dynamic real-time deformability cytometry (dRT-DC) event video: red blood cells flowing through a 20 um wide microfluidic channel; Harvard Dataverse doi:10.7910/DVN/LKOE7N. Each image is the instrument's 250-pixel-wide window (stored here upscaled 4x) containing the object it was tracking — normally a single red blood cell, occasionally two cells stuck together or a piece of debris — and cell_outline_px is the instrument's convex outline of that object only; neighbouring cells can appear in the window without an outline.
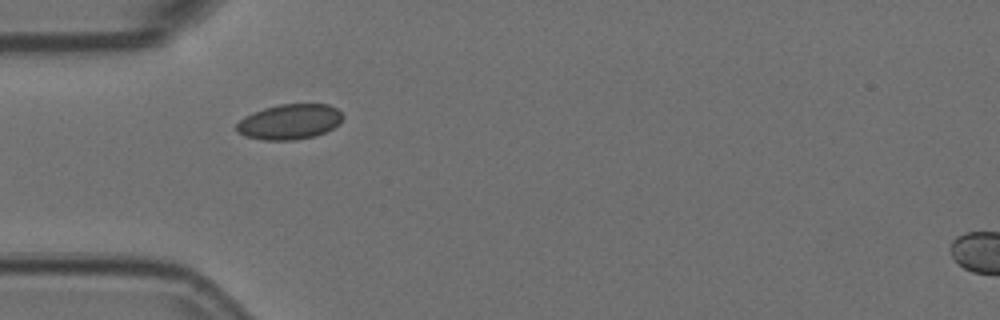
{"species": "Egyptian fruit bat (a non-hibernating species)", "species_latin": "Rousettus aegyptiacus", "temperature_condition": "room temperature", "stored_images_in_passage": 3, "camera_frame_rate_fps": 3000, "um_per_image_px": 0.085, "animal": {"sex": "female"}, "frame": {"image": 1, "passage_image": 2, "time_ms": 0.333, "image_size_px": [1000, 320], "cell_outline_px": [[344, 116], [340, 124], [316, 136], [296, 140], [264, 140], [244, 136], [236, 132], [236, 124], [244, 116], [252, 112], [264, 108], [280, 104], [328, 104], [336, 108]], "centroid_in_image_um": [24.6, 10.35], "position_along_channel_um": 60.4, "area_um2": 22.02}}
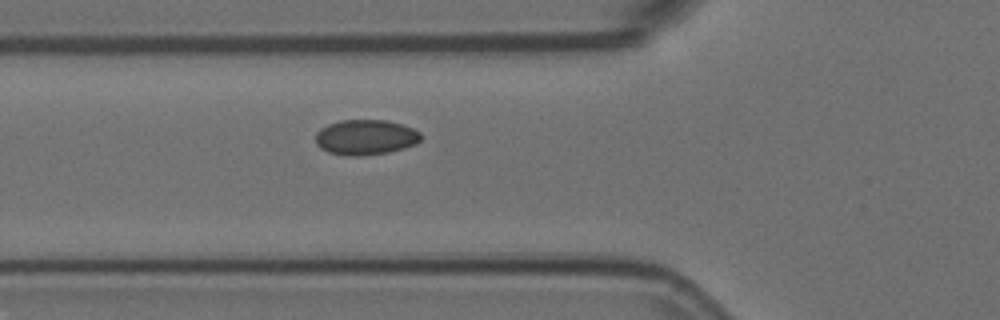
{"frame": {"image": 2, "passage_image": 3, "time_ms": 0.667, "image_size_px": [1000, 320], "cell_outline_px": [[420, 140], [416, 144], [404, 148], [388, 152], [360, 156], [348, 156], [328, 152], [320, 148], [316, 144], [316, 132], [320, 128], [328, 124], [340, 120], [388, 120], [404, 124], [420, 132]], "centroid_in_image_um": [31.07, 11.66], "position_along_channel_um": 94.7, "area_um2": 21.79}}